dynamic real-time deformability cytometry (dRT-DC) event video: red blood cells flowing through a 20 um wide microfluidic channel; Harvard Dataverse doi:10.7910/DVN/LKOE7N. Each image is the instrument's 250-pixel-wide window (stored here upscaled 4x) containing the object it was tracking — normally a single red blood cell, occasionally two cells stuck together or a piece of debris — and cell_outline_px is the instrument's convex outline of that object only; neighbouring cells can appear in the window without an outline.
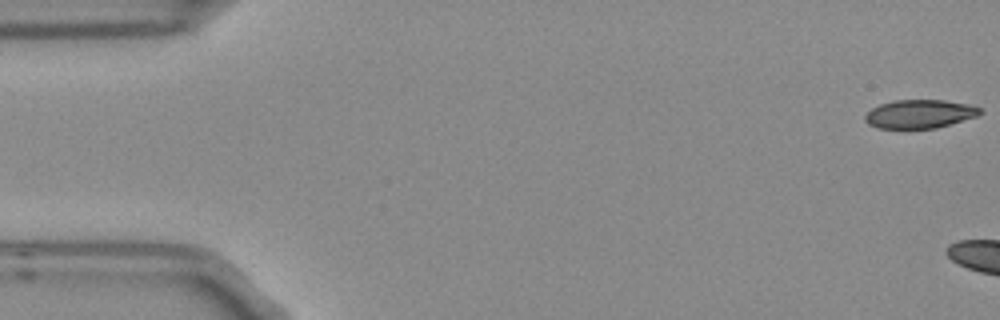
{"species": "Egyptian fruit bat (a non-hibernating species)", "species_latin": "Rousettus aegyptiacus", "temperature_condition": "room temperature", "stored_images_in_passage": 4, "camera_frame_rate_fps": 3000, "um_per_image_px": 0.085, "frame": {"image": 1, "passage_image": 1, "time_ms": 0.0, "image_size_px": [1000, 320], "cell_outline_px": [[984, 112], [976, 116], [936, 128], [876, 128], [868, 124], [864, 120], [864, 116], [872, 108], [880, 104], [892, 100], [944, 100], [968, 104], [980, 108]], "centroid_in_image_um": [78.14, 9.68], "position_along_channel_um": 6.9, "area_um2": 19.07}}